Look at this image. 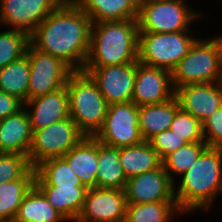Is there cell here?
<instances>
[{
    "label": "cell",
    "instance_id": "30bf717a",
    "mask_svg": "<svg viewBox=\"0 0 222 222\" xmlns=\"http://www.w3.org/2000/svg\"><path fill=\"white\" fill-rule=\"evenodd\" d=\"M30 65L27 100L53 92L66 86L73 70L60 58L28 45L26 54Z\"/></svg>",
    "mask_w": 222,
    "mask_h": 222
},
{
    "label": "cell",
    "instance_id": "f1b7e54d",
    "mask_svg": "<svg viewBox=\"0 0 222 222\" xmlns=\"http://www.w3.org/2000/svg\"><path fill=\"white\" fill-rule=\"evenodd\" d=\"M35 179H17L0 184V222H13L26 194Z\"/></svg>",
    "mask_w": 222,
    "mask_h": 222
},
{
    "label": "cell",
    "instance_id": "1f68e13d",
    "mask_svg": "<svg viewBox=\"0 0 222 222\" xmlns=\"http://www.w3.org/2000/svg\"><path fill=\"white\" fill-rule=\"evenodd\" d=\"M29 158L16 153H0V184L17 179H35Z\"/></svg>",
    "mask_w": 222,
    "mask_h": 222
},
{
    "label": "cell",
    "instance_id": "9a60e30c",
    "mask_svg": "<svg viewBox=\"0 0 222 222\" xmlns=\"http://www.w3.org/2000/svg\"><path fill=\"white\" fill-rule=\"evenodd\" d=\"M125 193L127 203L176 201L174 182L163 164L153 170L127 179Z\"/></svg>",
    "mask_w": 222,
    "mask_h": 222
},
{
    "label": "cell",
    "instance_id": "83f0119b",
    "mask_svg": "<svg viewBox=\"0 0 222 222\" xmlns=\"http://www.w3.org/2000/svg\"><path fill=\"white\" fill-rule=\"evenodd\" d=\"M30 80V65L26 55L0 69V90L27 101Z\"/></svg>",
    "mask_w": 222,
    "mask_h": 222
},
{
    "label": "cell",
    "instance_id": "f546056e",
    "mask_svg": "<svg viewBox=\"0 0 222 222\" xmlns=\"http://www.w3.org/2000/svg\"><path fill=\"white\" fill-rule=\"evenodd\" d=\"M207 147L205 141L187 143L168 155L162 164L170 179L175 183L178 177L193 166Z\"/></svg>",
    "mask_w": 222,
    "mask_h": 222
},
{
    "label": "cell",
    "instance_id": "6da1fadb",
    "mask_svg": "<svg viewBox=\"0 0 222 222\" xmlns=\"http://www.w3.org/2000/svg\"><path fill=\"white\" fill-rule=\"evenodd\" d=\"M92 22L73 1L63 0L30 34L37 50L60 58L73 71L86 63Z\"/></svg>",
    "mask_w": 222,
    "mask_h": 222
},
{
    "label": "cell",
    "instance_id": "4316f807",
    "mask_svg": "<svg viewBox=\"0 0 222 222\" xmlns=\"http://www.w3.org/2000/svg\"><path fill=\"white\" fill-rule=\"evenodd\" d=\"M185 216L176 201L127 203L124 222H171Z\"/></svg>",
    "mask_w": 222,
    "mask_h": 222
},
{
    "label": "cell",
    "instance_id": "7402d4cb",
    "mask_svg": "<svg viewBox=\"0 0 222 222\" xmlns=\"http://www.w3.org/2000/svg\"><path fill=\"white\" fill-rule=\"evenodd\" d=\"M67 220L76 222L86 198L87 187L35 186Z\"/></svg>",
    "mask_w": 222,
    "mask_h": 222
},
{
    "label": "cell",
    "instance_id": "52a82bcc",
    "mask_svg": "<svg viewBox=\"0 0 222 222\" xmlns=\"http://www.w3.org/2000/svg\"><path fill=\"white\" fill-rule=\"evenodd\" d=\"M194 34V29L167 33L138 32V62L171 72L198 38Z\"/></svg>",
    "mask_w": 222,
    "mask_h": 222
},
{
    "label": "cell",
    "instance_id": "8fae6325",
    "mask_svg": "<svg viewBox=\"0 0 222 222\" xmlns=\"http://www.w3.org/2000/svg\"><path fill=\"white\" fill-rule=\"evenodd\" d=\"M97 84L107 103L132 101L136 77V62L105 67H84Z\"/></svg>",
    "mask_w": 222,
    "mask_h": 222
},
{
    "label": "cell",
    "instance_id": "8992f818",
    "mask_svg": "<svg viewBox=\"0 0 222 222\" xmlns=\"http://www.w3.org/2000/svg\"><path fill=\"white\" fill-rule=\"evenodd\" d=\"M187 2L189 1L140 0L139 32L167 33L191 30L192 23L198 22V19L203 17V12L195 11Z\"/></svg>",
    "mask_w": 222,
    "mask_h": 222
},
{
    "label": "cell",
    "instance_id": "d6986e66",
    "mask_svg": "<svg viewBox=\"0 0 222 222\" xmlns=\"http://www.w3.org/2000/svg\"><path fill=\"white\" fill-rule=\"evenodd\" d=\"M91 19L103 21L138 20L140 0H73Z\"/></svg>",
    "mask_w": 222,
    "mask_h": 222
},
{
    "label": "cell",
    "instance_id": "4fadbf2b",
    "mask_svg": "<svg viewBox=\"0 0 222 222\" xmlns=\"http://www.w3.org/2000/svg\"><path fill=\"white\" fill-rule=\"evenodd\" d=\"M63 0H0V26L31 34Z\"/></svg>",
    "mask_w": 222,
    "mask_h": 222
},
{
    "label": "cell",
    "instance_id": "2e32d148",
    "mask_svg": "<svg viewBox=\"0 0 222 222\" xmlns=\"http://www.w3.org/2000/svg\"><path fill=\"white\" fill-rule=\"evenodd\" d=\"M180 108L203 123L214 111L222 107V81L189 84L175 89Z\"/></svg>",
    "mask_w": 222,
    "mask_h": 222
},
{
    "label": "cell",
    "instance_id": "8d00e7d4",
    "mask_svg": "<svg viewBox=\"0 0 222 222\" xmlns=\"http://www.w3.org/2000/svg\"><path fill=\"white\" fill-rule=\"evenodd\" d=\"M215 37H213L216 41H217V44L219 46V50H220V59H221V63H222V34H220V36H216L214 35Z\"/></svg>",
    "mask_w": 222,
    "mask_h": 222
},
{
    "label": "cell",
    "instance_id": "d6a6232c",
    "mask_svg": "<svg viewBox=\"0 0 222 222\" xmlns=\"http://www.w3.org/2000/svg\"><path fill=\"white\" fill-rule=\"evenodd\" d=\"M170 130L187 143L204 141L202 123L181 108L175 113Z\"/></svg>",
    "mask_w": 222,
    "mask_h": 222
},
{
    "label": "cell",
    "instance_id": "9c48e42d",
    "mask_svg": "<svg viewBox=\"0 0 222 222\" xmlns=\"http://www.w3.org/2000/svg\"><path fill=\"white\" fill-rule=\"evenodd\" d=\"M94 137L100 143L115 148L142 143L139 106L132 101L110 104L103 126Z\"/></svg>",
    "mask_w": 222,
    "mask_h": 222
},
{
    "label": "cell",
    "instance_id": "e575fe53",
    "mask_svg": "<svg viewBox=\"0 0 222 222\" xmlns=\"http://www.w3.org/2000/svg\"><path fill=\"white\" fill-rule=\"evenodd\" d=\"M202 125L207 146L220 147L222 145V107L214 111Z\"/></svg>",
    "mask_w": 222,
    "mask_h": 222
},
{
    "label": "cell",
    "instance_id": "5b68a950",
    "mask_svg": "<svg viewBox=\"0 0 222 222\" xmlns=\"http://www.w3.org/2000/svg\"><path fill=\"white\" fill-rule=\"evenodd\" d=\"M174 89L189 84L222 81V63L217 41L213 37H198L188 53L171 71Z\"/></svg>",
    "mask_w": 222,
    "mask_h": 222
},
{
    "label": "cell",
    "instance_id": "7a4b0ae2",
    "mask_svg": "<svg viewBox=\"0 0 222 222\" xmlns=\"http://www.w3.org/2000/svg\"><path fill=\"white\" fill-rule=\"evenodd\" d=\"M176 182L174 196L184 215L204 210L208 213L222 194V149L207 147Z\"/></svg>",
    "mask_w": 222,
    "mask_h": 222
},
{
    "label": "cell",
    "instance_id": "44dd1931",
    "mask_svg": "<svg viewBox=\"0 0 222 222\" xmlns=\"http://www.w3.org/2000/svg\"><path fill=\"white\" fill-rule=\"evenodd\" d=\"M179 109L176 96L160 104L139 106V131L142 139L149 141L160 132L169 130Z\"/></svg>",
    "mask_w": 222,
    "mask_h": 222
},
{
    "label": "cell",
    "instance_id": "836d02e7",
    "mask_svg": "<svg viewBox=\"0 0 222 222\" xmlns=\"http://www.w3.org/2000/svg\"><path fill=\"white\" fill-rule=\"evenodd\" d=\"M163 161L168 155L183 147L187 142L170 129L160 132L148 141Z\"/></svg>",
    "mask_w": 222,
    "mask_h": 222
},
{
    "label": "cell",
    "instance_id": "5bb4252c",
    "mask_svg": "<svg viewBox=\"0 0 222 222\" xmlns=\"http://www.w3.org/2000/svg\"><path fill=\"white\" fill-rule=\"evenodd\" d=\"M175 96L171 72L136 62L132 102L137 106L160 104Z\"/></svg>",
    "mask_w": 222,
    "mask_h": 222
},
{
    "label": "cell",
    "instance_id": "ba28073f",
    "mask_svg": "<svg viewBox=\"0 0 222 222\" xmlns=\"http://www.w3.org/2000/svg\"><path fill=\"white\" fill-rule=\"evenodd\" d=\"M85 137L70 117L34 131L28 153L31 166L35 168L44 160L63 157Z\"/></svg>",
    "mask_w": 222,
    "mask_h": 222
},
{
    "label": "cell",
    "instance_id": "d4e9b609",
    "mask_svg": "<svg viewBox=\"0 0 222 222\" xmlns=\"http://www.w3.org/2000/svg\"><path fill=\"white\" fill-rule=\"evenodd\" d=\"M35 172L34 186L86 187L63 157L44 160Z\"/></svg>",
    "mask_w": 222,
    "mask_h": 222
},
{
    "label": "cell",
    "instance_id": "cb8c5ba5",
    "mask_svg": "<svg viewBox=\"0 0 222 222\" xmlns=\"http://www.w3.org/2000/svg\"><path fill=\"white\" fill-rule=\"evenodd\" d=\"M97 187L123 190L127 178L121 166L119 148L98 141Z\"/></svg>",
    "mask_w": 222,
    "mask_h": 222
},
{
    "label": "cell",
    "instance_id": "4dcf8cb0",
    "mask_svg": "<svg viewBox=\"0 0 222 222\" xmlns=\"http://www.w3.org/2000/svg\"><path fill=\"white\" fill-rule=\"evenodd\" d=\"M30 44V35L19 29L0 30V69L22 58Z\"/></svg>",
    "mask_w": 222,
    "mask_h": 222
},
{
    "label": "cell",
    "instance_id": "d590c367",
    "mask_svg": "<svg viewBox=\"0 0 222 222\" xmlns=\"http://www.w3.org/2000/svg\"><path fill=\"white\" fill-rule=\"evenodd\" d=\"M23 108L24 103L20 99L0 90V120L18 113Z\"/></svg>",
    "mask_w": 222,
    "mask_h": 222
},
{
    "label": "cell",
    "instance_id": "3957f363",
    "mask_svg": "<svg viewBox=\"0 0 222 222\" xmlns=\"http://www.w3.org/2000/svg\"><path fill=\"white\" fill-rule=\"evenodd\" d=\"M138 20L92 23L84 67H105L138 62Z\"/></svg>",
    "mask_w": 222,
    "mask_h": 222
},
{
    "label": "cell",
    "instance_id": "7c38bea8",
    "mask_svg": "<svg viewBox=\"0 0 222 222\" xmlns=\"http://www.w3.org/2000/svg\"><path fill=\"white\" fill-rule=\"evenodd\" d=\"M126 207L125 189L88 188L76 222H124Z\"/></svg>",
    "mask_w": 222,
    "mask_h": 222
},
{
    "label": "cell",
    "instance_id": "ac0fdd59",
    "mask_svg": "<svg viewBox=\"0 0 222 222\" xmlns=\"http://www.w3.org/2000/svg\"><path fill=\"white\" fill-rule=\"evenodd\" d=\"M33 131L25 108L0 120V153H16L28 157Z\"/></svg>",
    "mask_w": 222,
    "mask_h": 222
},
{
    "label": "cell",
    "instance_id": "277c9868",
    "mask_svg": "<svg viewBox=\"0 0 222 222\" xmlns=\"http://www.w3.org/2000/svg\"><path fill=\"white\" fill-rule=\"evenodd\" d=\"M66 89L70 118L86 136L94 137L103 126L109 104L95 81L83 70L70 74Z\"/></svg>",
    "mask_w": 222,
    "mask_h": 222
},
{
    "label": "cell",
    "instance_id": "e0dca14e",
    "mask_svg": "<svg viewBox=\"0 0 222 222\" xmlns=\"http://www.w3.org/2000/svg\"><path fill=\"white\" fill-rule=\"evenodd\" d=\"M24 108L28 113L33 132L70 117L66 86L27 100Z\"/></svg>",
    "mask_w": 222,
    "mask_h": 222
},
{
    "label": "cell",
    "instance_id": "484cf974",
    "mask_svg": "<svg viewBox=\"0 0 222 222\" xmlns=\"http://www.w3.org/2000/svg\"><path fill=\"white\" fill-rule=\"evenodd\" d=\"M67 220L35 187L26 194L13 222H66Z\"/></svg>",
    "mask_w": 222,
    "mask_h": 222
},
{
    "label": "cell",
    "instance_id": "603a6c76",
    "mask_svg": "<svg viewBox=\"0 0 222 222\" xmlns=\"http://www.w3.org/2000/svg\"><path fill=\"white\" fill-rule=\"evenodd\" d=\"M119 156L127 179L162 165L159 154L148 141L119 148Z\"/></svg>",
    "mask_w": 222,
    "mask_h": 222
},
{
    "label": "cell",
    "instance_id": "ffe728a7",
    "mask_svg": "<svg viewBox=\"0 0 222 222\" xmlns=\"http://www.w3.org/2000/svg\"><path fill=\"white\" fill-rule=\"evenodd\" d=\"M63 158L84 186L87 188L97 187L98 140L95 137L86 136Z\"/></svg>",
    "mask_w": 222,
    "mask_h": 222
}]
</instances>
